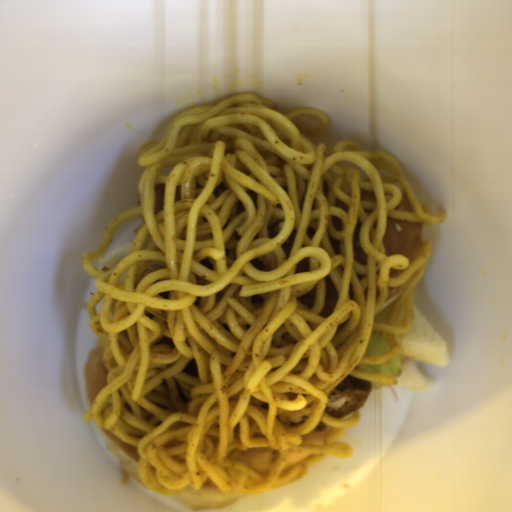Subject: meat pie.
Instances as JSON below:
<instances>
[{"label": "meat pie", "instance_id": "b5893723", "mask_svg": "<svg viewBox=\"0 0 512 512\" xmlns=\"http://www.w3.org/2000/svg\"><path fill=\"white\" fill-rule=\"evenodd\" d=\"M372 390V381L348 375L330 392L327 408L334 417L344 418L358 412Z\"/></svg>", "mask_w": 512, "mask_h": 512}, {"label": "meat pie", "instance_id": "c0bc52ac", "mask_svg": "<svg viewBox=\"0 0 512 512\" xmlns=\"http://www.w3.org/2000/svg\"><path fill=\"white\" fill-rule=\"evenodd\" d=\"M325 299L324 305L320 310L319 315L328 317L335 311L336 304L340 298L338 291L335 287V284L328 274L325 278Z\"/></svg>", "mask_w": 512, "mask_h": 512}, {"label": "meat pie", "instance_id": "742d133d", "mask_svg": "<svg viewBox=\"0 0 512 512\" xmlns=\"http://www.w3.org/2000/svg\"><path fill=\"white\" fill-rule=\"evenodd\" d=\"M279 424L286 428H295L304 423L307 416L301 414H280L275 417Z\"/></svg>", "mask_w": 512, "mask_h": 512}, {"label": "meat pie", "instance_id": "038a4eef", "mask_svg": "<svg viewBox=\"0 0 512 512\" xmlns=\"http://www.w3.org/2000/svg\"><path fill=\"white\" fill-rule=\"evenodd\" d=\"M315 289H316V286L309 293H307L305 296L297 298L299 300V302L302 303L303 305H305L306 307H309V308L311 306H313L314 301H315Z\"/></svg>", "mask_w": 512, "mask_h": 512}]
</instances>
